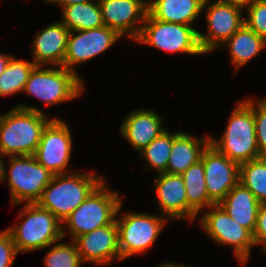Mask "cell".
<instances>
[{
	"instance_id": "6da1fadb",
	"label": "cell",
	"mask_w": 266,
	"mask_h": 267,
	"mask_svg": "<svg viewBox=\"0 0 266 267\" xmlns=\"http://www.w3.org/2000/svg\"><path fill=\"white\" fill-rule=\"evenodd\" d=\"M35 106L20 104L4 114L0 124L2 156L34 155L43 129L52 120Z\"/></svg>"
},
{
	"instance_id": "7a4b0ae2",
	"label": "cell",
	"mask_w": 266,
	"mask_h": 267,
	"mask_svg": "<svg viewBox=\"0 0 266 267\" xmlns=\"http://www.w3.org/2000/svg\"><path fill=\"white\" fill-rule=\"evenodd\" d=\"M232 111L221 137L210 136V145L219 153L241 165L260 158L254 121V100L240 101Z\"/></svg>"
},
{
	"instance_id": "3957f363",
	"label": "cell",
	"mask_w": 266,
	"mask_h": 267,
	"mask_svg": "<svg viewBox=\"0 0 266 267\" xmlns=\"http://www.w3.org/2000/svg\"><path fill=\"white\" fill-rule=\"evenodd\" d=\"M103 180L88 197L62 222L63 238L71 240L95 229L112 224L122 208L120 194L112 191ZM67 226V230L63 227ZM66 231V232H65ZM69 231V232H67Z\"/></svg>"
},
{
	"instance_id": "277c9868",
	"label": "cell",
	"mask_w": 266,
	"mask_h": 267,
	"mask_svg": "<svg viewBox=\"0 0 266 267\" xmlns=\"http://www.w3.org/2000/svg\"><path fill=\"white\" fill-rule=\"evenodd\" d=\"M103 180L94 171L53 175L37 204L63 222Z\"/></svg>"
},
{
	"instance_id": "5b68a950",
	"label": "cell",
	"mask_w": 266,
	"mask_h": 267,
	"mask_svg": "<svg viewBox=\"0 0 266 267\" xmlns=\"http://www.w3.org/2000/svg\"><path fill=\"white\" fill-rule=\"evenodd\" d=\"M24 205L17 217L23 223L7 228L18 253L41 250L63 239L62 222L49 210L37 203Z\"/></svg>"
},
{
	"instance_id": "8992f818",
	"label": "cell",
	"mask_w": 266,
	"mask_h": 267,
	"mask_svg": "<svg viewBox=\"0 0 266 267\" xmlns=\"http://www.w3.org/2000/svg\"><path fill=\"white\" fill-rule=\"evenodd\" d=\"M85 85L82 77L63 66L36 65L25 84L24 93L34 96L45 105H59L80 97Z\"/></svg>"
},
{
	"instance_id": "52a82bcc",
	"label": "cell",
	"mask_w": 266,
	"mask_h": 267,
	"mask_svg": "<svg viewBox=\"0 0 266 267\" xmlns=\"http://www.w3.org/2000/svg\"><path fill=\"white\" fill-rule=\"evenodd\" d=\"M9 163L8 169L4 166L3 184L8 181L11 204L37 203L54 174L42 166L34 155L9 156Z\"/></svg>"
},
{
	"instance_id": "ba28073f",
	"label": "cell",
	"mask_w": 266,
	"mask_h": 267,
	"mask_svg": "<svg viewBox=\"0 0 266 267\" xmlns=\"http://www.w3.org/2000/svg\"><path fill=\"white\" fill-rule=\"evenodd\" d=\"M135 42L169 53L204 54L199 44L197 28L160 21L152 18L148 13Z\"/></svg>"
},
{
	"instance_id": "9c48e42d",
	"label": "cell",
	"mask_w": 266,
	"mask_h": 267,
	"mask_svg": "<svg viewBox=\"0 0 266 267\" xmlns=\"http://www.w3.org/2000/svg\"><path fill=\"white\" fill-rule=\"evenodd\" d=\"M115 221L122 261L147 251L161 235L169 219L160 214L125 212L120 218L116 215Z\"/></svg>"
},
{
	"instance_id": "30bf717a",
	"label": "cell",
	"mask_w": 266,
	"mask_h": 267,
	"mask_svg": "<svg viewBox=\"0 0 266 267\" xmlns=\"http://www.w3.org/2000/svg\"><path fill=\"white\" fill-rule=\"evenodd\" d=\"M208 208L199 220L204 233L215 244L233 246L238 263L240 262L242 267L245 266L250 259L252 247L255 246L253 234L232 219L219 204Z\"/></svg>"
},
{
	"instance_id": "8fae6325",
	"label": "cell",
	"mask_w": 266,
	"mask_h": 267,
	"mask_svg": "<svg viewBox=\"0 0 266 267\" xmlns=\"http://www.w3.org/2000/svg\"><path fill=\"white\" fill-rule=\"evenodd\" d=\"M204 0L207 33L198 31L201 50L207 54L219 49L243 24V9L221 0Z\"/></svg>"
},
{
	"instance_id": "7c38bea8",
	"label": "cell",
	"mask_w": 266,
	"mask_h": 267,
	"mask_svg": "<svg viewBox=\"0 0 266 267\" xmlns=\"http://www.w3.org/2000/svg\"><path fill=\"white\" fill-rule=\"evenodd\" d=\"M72 142L68 124L55 117L43 129L34 157L54 175L70 173Z\"/></svg>"
},
{
	"instance_id": "4fadbf2b",
	"label": "cell",
	"mask_w": 266,
	"mask_h": 267,
	"mask_svg": "<svg viewBox=\"0 0 266 267\" xmlns=\"http://www.w3.org/2000/svg\"><path fill=\"white\" fill-rule=\"evenodd\" d=\"M123 38L115 30L103 25L95 29L70 31L63 67L80 75L74 68L110 49Z\"/></svg>"
},
{
	"instance_id": "5bb4252c",
	"label": "cell",
	"mask_w": 266,
	"mask_h": 267,
	"mask_svg": "<svg viewBox=\"0 0 266 267\" xmlns=\"http://www.w3.org/2000/svg\"><path fill=\"white\" fill-rule=\"evenodd\" d=\"M146 0H100L104 25L120 36L135 41L143 26L147 10Z\"/></svg>"
},
{
	"instance_id": "9a60e30c",
	"label": "cell",
	"mask_w": 266,
	"mask_h": 267,
	"mask_svg": "<svg viewBox=\"0 0 266 267\" xmlns=\"http://www.w3.org/2000/svg\"><path fill=\"white\" fill-rule=\"evenodd\" d=\"M203 163L209 198L219 204L239 183V165L208 145L200 159Z\"/></svg>"
},
{
	"instance_id": "2e32d148",
	"label": "cell",
	"mask_w": 266,
	"mask_h": 267,
	"mask_svg": "<svg viewBox=\"0 0 266 267\" xmlns=\"http://www.w3.org/2000/svg\"><path fill=\"white\" fill-rule=\"evenodd\" d=\"M83 261L98 266L109 265L113 260L121 261L116 221L110 225L80 235L74 240Z\"/></svg>"
},
{
	"instance_id": "e0dca14e",
	"label": "cell",
	"mask_w": 266,
	"mask_h": 267,
	"mask_svg": "<svg viewBox=\"0 0 266 267\" xmlns=\"http://www.w3.org/2000/svg\"><path fill=\"white\" fill-rule=\"evenodd\" d=\"M162 123V116L154 110H132L123 119L120 134L135 151L140 152L167 129Z\"/></svg>"
},
{
	"instance_id": "ac0fdd59",
	"label": "cell",
	"mask_w": 266,
	"mask_h": 267,
	"mask_svg": "<svg viewBox=\"0 0 266 267\" xmlns=\"http://www.w3.org/2000/svg\"><path fill=\"white\" fill-rule=\"evenodd\" d=\"M153 186L160 215L176 221L188 219L186 188L181 175L159 173Z\"/></svg>"
},
{
	"instance_id": "d6986e66",
	"label": "cell",
	"mask_w": 266,
	"mask_h": 267,
	"mask_svg": "<svg viewBox=\"0 0 266 267\" xmlns=\"http://www.w3.org/2000/svg\"><path fill=\"white\" fill-rule=\"evenodd\" d=\"M69 29L54 22L40 30L32 44V61L35 65L62 66L68 42Z\"/></svg>"
},
{
	"instance_id": "ffe728a7",
	"label": "cell",
	"mask_w": 266,
	"mask_h": 267,
	"mask_svg": "<svg viewBox=\"0 0 266 267\" xmlns=\"http://www.w3.org/2000/svg\"><path fill=\"white\" fill-rule=\"evenodd\" d=\"M192 133L176 131L167 164V173L181 175L201 159L203 151L210 144V136L195 138Z\"/></svg>"
},
{
	"instance_id": "44dd1931",
	"label": "cell",
	"mask_w": 266,
	"mask_h": 267,
	"mask_svg": "<svg viewBox=\"0 0 266 267\" xmlns=\"http://www.w3.org/2000/svg\"><path fill=\"white\" fill-rule=\"evenodd\" d=\"M219 205L242 227L254 234L261 203L240 182L234 186Z\"/></svg>"
},
{
	"instance_id": "7402d4cb",
	"label": "cell",
	"mask_w": 266,
	"mask_h": 267,
	"mask_svg": "<svg viewBox=\"0 0 266 267\" xmlns=\"http://www.w3.org/2000/svg\"><path fill=\"white\" fill-rule=\"evenodd\" d=\"M204 0H154L147 2L148 14L157 20L194 25L202 13Z\"/></svg>"
},
{
	"instance_id": "603a6c76",
	"label": "cell",
	"mask_w": 266,
	"mask_h": 267,
	"mask_svg": "<svg viewBox=\"0 0 266 267\" xmlns=\"http://www.w3.org/2000/svg\"><path fill=\"white\" fill-rule=\"evenodd\" d=\"M223 46L227 47L230 62L238 71L265 49L266 41L243 24L220 48Z\"/></svg>"
},
{
	"instance_id": "cb8c5ba5",
	"label": "cell",
	"mask_w": 266,
	"mask_h": 267,
	"mask_svg": "<svg viewBox=\"0 0 266 267\" xmlns=\"http://www.w3.org/2000/svg\"><path fill=\"white\" fill-rule=\"evenodd\" d=\"M188 201V221L193 222L203 208L215 205L209 198L203 163L199 160L181 174Z\"/></svg>"
},
{
	"instance_id": "d4e9b609",
	"label": "cell",
	"mask_w": 266,
	"mask_h": 267,
	"mask_svg": "<svg viewBox=\"0 0 266 267\" xmlns=\"http://www.w3.org/2000/svg\"><path fill=\"white\" fill-rule=\"evenodd\" d=\"M61 22L69 31L95 29L104 25L99 2L77 3L63 7Z\"/></svg>"
},
{
	"instance_id": "484cf974",
	"label": "cell",
	"mask_w": 266,
	"mask_h": 267,
	"mask_svg": "<svg viewBox=\"0 0 266 267\" xmlns=\"http://www.w3.org/2000/svg\"><path fill=\"white\" fill-rule=\"evenodd\" d=\"M35 66L33 61L17 59L12 55L5 71L0 76V97L22 92Z\"/></svg>"
},
{
	"instance_id": "4316f807",
	"label": "cell",
	"mask_w": 266,
	"mask_h": 267,
	"mask_svg": "<svg viewBox=\"0 0 266 267\" xmlns=\"http://www.w3.org/2000/svg\"><path fill=\"white\" fill-rule=\"evenodd\" d=\"M173 141L174 133H171L167 128L147 147L139 152V158L147 161L145 170H151L152 168L157 174L167 172V164L172 150Z\"/></svg>"
},
{
	"instance_id": "83f0119b",
	"label": "cell",
	"mask_w": 266,
	"mask_h": 267,
	"mask_svg": "<svg viewBox=\"0 0 266 267\" xmlns=\"http://www.w3.org/2000/svg\"><path fill=\"white\" fill-rule=\"evenodd\" d=\"M239 182L248 188L260 203H266V157L239 165Z\"/></svg>"
},
{
	"instance_id": "f1b7e54d",
	"label": "cell",
	"mask_w": 266,
	"mask_h": 267,
	"mask_svg": "<svg viewBox=\"0 0 266 267\" xmlns=\"http://www.w3.org/2000/svg\"><path fill=\"white\" fill-rule=\"evenodd\" d=\"M48 247L44 267H81L83 261L73 240L71 243L56 242Z\"/></svg>"
},
{
	"instance_id": "f546056e",
	"label": "cell",
	"mask_w": 266,
	"mask_h": 267,
	"mask_svg": "<svg viewBox=\"0 0 266 267\" xmlns=\"http://www.w3.org/2000/svg\"><path fill=\"white\" fill-rule=\"evenodd\" d=\"M246 11L244 24L266 41V0H256Z\"/></svg>"
},
{
	"instance_id": "4dcf8cb0",
	"label": "cell",
	"mask_w": 266,
	"mask_h": 267,
	"mask_svg": "<svg viewBox=\"0 0 266 267\" xmlns=\"http://www.w3.org/2000/svg\"><path fill=\"white\" fill-rule=\"evenodd\" d=\"M256 101H254L255 133L260 157H266V98Z\"/></svg>"
},
{
	"instance_id": "1f68e13d",
	"label": "cell",
	"mask_w": 266,
	"mask_h": 267,
	"mask_svg": "<svg viewBox=\"0 0 266 267\" xmlns=\"http://www.w3.org/2000/svg\"><path fill=\"white\" fill-rule=\"evenodd\" d=\"M18 251L11 233L6 229L0 232V267H11Z\"/></svg>"
},
{
	"instance_id": "d6a6232c",
	"label": "cell",
	"mask_w": 266,
	"mask_h": 267,
	"mask_svg": "<svg viewBox=\"0 0 266 267\" xmlns=\"http://www.w3.org/2000/svg\"><path fill=\"white\" fill-rule=\"evenodd\" d=\"M253 238L255 247L262 245L263 251L266 248V203H261L259 207Z\"/></svg>"
},
{
	"instance_id": "836d02e7",
	"label": "cell",
	"mask_w": 266,
	"mask_h": 267,
	"mask_svg": "<svg viewBox=\"0 0 266 267\" xmlns=\"http://www.w3.org/2000/svg\"><path fill=\"white\" fill-rule=\"evenodd\" d=\"M47 3L57 4L61 7L70 6L77 3L99 2L100 0H44Z\"/></svg>"
},
{
	"instance_id": "e575fe53",
	"label": "cell",
	"mask_w": 266,
	"mask_h": 267,
	"mask_svg": "<svg viewBox=\"0 0 266 267\" xmlns=\"http://www.w3.org/2000/svg\"><path fill=\"white\" fill-rule=\"evenodd\" d=\"M221 1H224L226 3H229L233 6L239 7L244 10V8L247 9L248 7H250L251 4L256 0H221Z\"/></svg>"
},
{
	"instance_id": "d590c367",
	"label": "cell",
	"mask_w": 266,
	"mask_h": 267,
	"mask_svg": "<svg viewBox=\"0 0 266 267\" xmlns=\"http://www.w3.org/2000/svg\"><path fill=\"white\" fill-rule=\"evenodd\" d=\"M11 57H12V55H10V54L9 55L7 53L2 54L0 52V76L5 71Z\"/></svg>"
},
{
	"instance_id": "8d00e7d4",
	"label": "cell",
	"mask_w": 266,
	"mask_h": 267,
	"mask_svg": "<svg viewBox=\"0 0 266 267\" xmlns=\"http://www.w3.org/2000/svg\"><path fill=\"white\" fill-rule=\"evenodd\" d=\"M4 156L0 154V183H3L4 180Z\"/></svg>"
},
{
	"instance_id": "74e56055",
	"label": "cell",
	"mask_w": 266,
	"mask_h": 267,
	"mask_svg": "<svg viewBox=\"0 0 266 267\" xmlns=\"http://www.w3.org/2000/svg\"><path fill=\"white\" fill-rule=\"evenodd\" d=\"M158 267H192V266H186V265H181V264H178L175 262H165V263H162V265L158 266Z\"/></svg>"
},
{
	"instance_id": "f35d334b",
	"label": "cell",
	"mask_w": 266,
	"mask_h": 267,
	"mask_svg": "<svg viewBox=\"0 0 266 267\" xmlns=\"http://www.w3.org/2000/svg\"><path fill=\"white\" fill-rule=\"evenodd\" d=\"M3 117H4V115L0 114V124L2 123Z\"/></svg>"
}]
</instances>
